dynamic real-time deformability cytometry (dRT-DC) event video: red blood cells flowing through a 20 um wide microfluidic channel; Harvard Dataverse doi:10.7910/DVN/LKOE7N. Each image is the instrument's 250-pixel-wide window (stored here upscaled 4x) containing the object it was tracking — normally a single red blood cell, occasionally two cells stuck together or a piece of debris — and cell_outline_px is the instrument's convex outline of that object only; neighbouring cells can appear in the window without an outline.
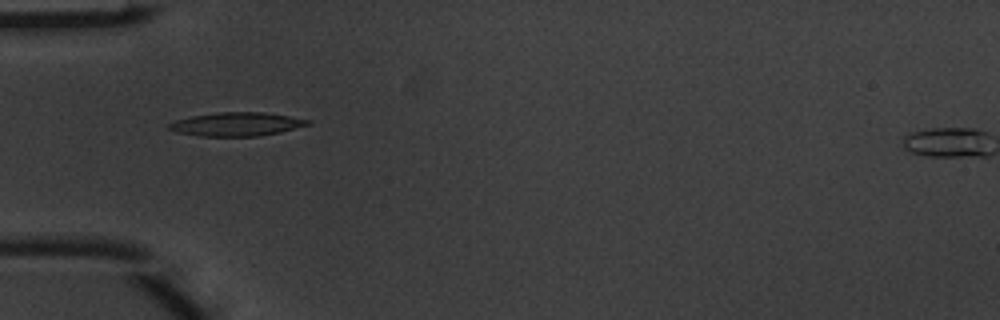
{"species": "common noctule bat (a hibernating species)", "species_latin": "Nyctalus noctula", "temperature_condition": "warm", "stored_images_in_passage": 3, "camera_frame_rate_fps": 3000, "um_per_image_px": 0.085, "animal": {"sex": "male", "body_mass_g": 20.1, "forearm_length_mm": 53.5}, "frame": {"image": 1, "passage_image": 2, "time_ms": 0.333, "image_size_px": [1000, 320], "cell_outline_px": [[312, 124], [280, 132], [260, 136], [200, 136], [176, 132], [168, 128], [168, 124], [176, 120], [192, 116], [216, 112], [264, 112], [312, 120]], "centroid_in_image_um": [20.13, 10.55], "position_along_channel_um": 64.9, "area_um2": 19.13}}